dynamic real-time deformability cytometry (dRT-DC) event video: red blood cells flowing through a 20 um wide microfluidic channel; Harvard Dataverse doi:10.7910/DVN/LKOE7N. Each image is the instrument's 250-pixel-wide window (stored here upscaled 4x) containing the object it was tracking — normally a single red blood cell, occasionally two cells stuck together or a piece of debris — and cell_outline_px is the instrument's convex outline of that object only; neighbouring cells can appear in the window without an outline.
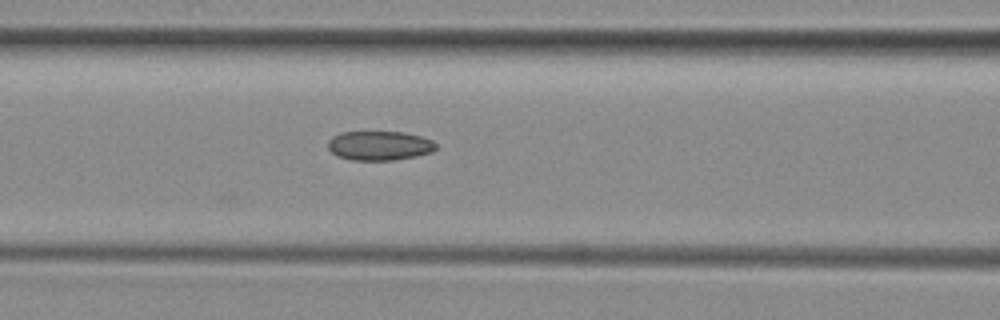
{"species": "common noctule bat (a hibernating species)", "species_latin": "Nyctalus noctula", "temperature_condition": "room temperature", "stored_images_in_passage": 6, "camera_frame_rate_fps": 3000, "um_per_image_px": 0.085, "animal": {"sex": "female", "body_mass_g": 29.2, "forearm_length_mm": 56.3}, "frame": {"image": 1, "passage_image": 6, "time_ms": 6.0, "image_size_px": [1000, 320], "cell_outline_px": [[436, 148], [432, 152], [416, 156], [392, 160], [352, 160], [336, 156], [328, 148], [328, 140], [332, 136], [340, 132], [404, 132], [420, 136], [432, 140], [436, 144]], "centroid_in_image_um": [32.23, 12.38], "position_along_channel_um": 134.4, "area_um2": 18.5}}